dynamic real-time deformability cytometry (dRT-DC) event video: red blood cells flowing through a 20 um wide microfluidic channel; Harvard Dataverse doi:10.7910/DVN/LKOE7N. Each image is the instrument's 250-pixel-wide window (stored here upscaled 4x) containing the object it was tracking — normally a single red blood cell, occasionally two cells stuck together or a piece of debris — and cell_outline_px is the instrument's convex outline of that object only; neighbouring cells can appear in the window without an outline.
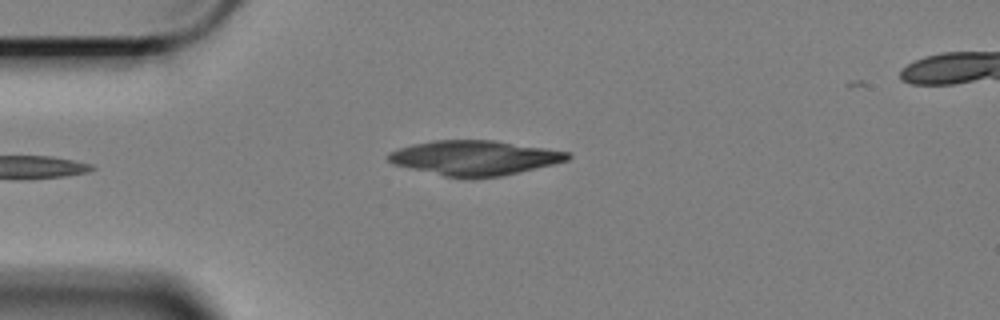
{"species": "Egyptian fruit bat (a non-hibernating species)", "species_latin": "Rousettus aegyptiacus", "temperature_condition": "cold", "stored_images_in_passage": 42, "camera_frame_rate_fps": 3000, "um_per_image_px": 0.085, "animal": {"sex": "female"}, "frame": {"image": 1, "passage_image": 1, "time_ms": 0.0, "image_size_px": [1000, 320], "cell_outline_px": [[572, 156], [568, 160], [504, 176], [444, 176], [392, 164], [388, 160], [388, 152], [412, 144], [436, 140], [496, 140], [568, 152]], "centroid_in_image_um": [40.33, 13.4], "position_along_channel_um": 44.7, "area_um2": 35.72}}